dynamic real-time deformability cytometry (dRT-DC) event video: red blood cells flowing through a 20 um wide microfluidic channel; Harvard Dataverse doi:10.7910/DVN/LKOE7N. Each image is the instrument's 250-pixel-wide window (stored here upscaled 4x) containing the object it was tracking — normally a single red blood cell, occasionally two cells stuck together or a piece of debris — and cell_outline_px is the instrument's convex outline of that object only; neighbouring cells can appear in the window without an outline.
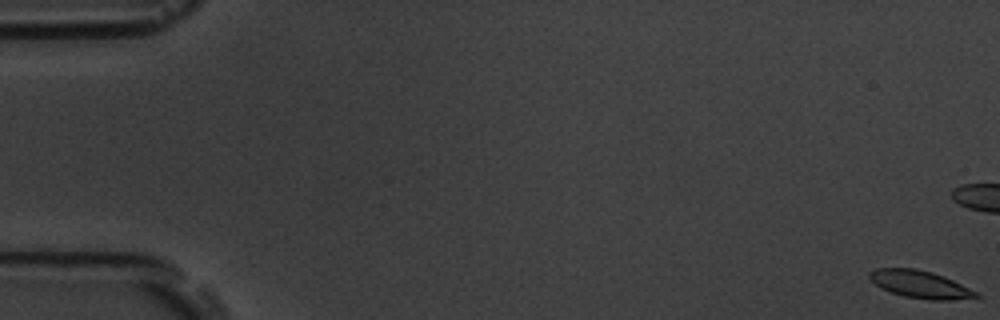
{"species": "common noctule bat (a hibernating species)", "species_latin": "Nyctalus noctula", "temperature_condition": "room temperature", "stored_images_in_passage": 57, "camera_frame_rate_fps": 3000, "um_per_image_px": 0.085, "animal": {"sex": "male", "body_mass_g": 19.5, "forearm_length_mm": 54.6}, "frame": {"image": 1, "passage_image": 1, "time_ms": 0.0, "image_size_px": [1000, 320], "cell_outline_px": [[980, 296], [952, 300], [928, 300], [904, 296], [880, 288], [868, 276], [868, 272], [876, 268], [916, 268], [932, 272], [944, 276], [976, 292]], "centroid_in_image_um": [78.17, 24.16], "position_along_channel_um": 6.8, "area_um2": 16.88}}
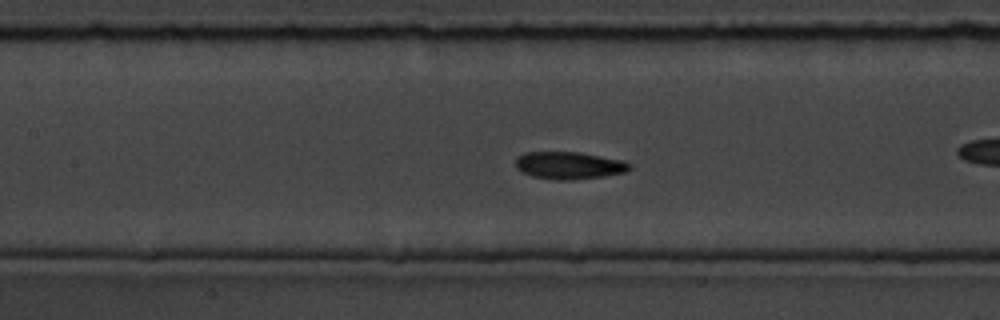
{"frame": {"image": 2, "passage_image": 26, "time_ms": 8.333, "image_size_px": [1000, 320], "cell_outline_px": [[632, 168], [624, 172], [604, 176], [572, 180], [552, 180], [532, 176], [520, 172], [516, 168], [516, 160], [520, 156], [528, 152], [580, 152], [624, 160], [632, 164]], "centroid_in_image_um": [48.4, 14.07], "position_along_channel_um": 159.0, "area_um2": 18.32}}
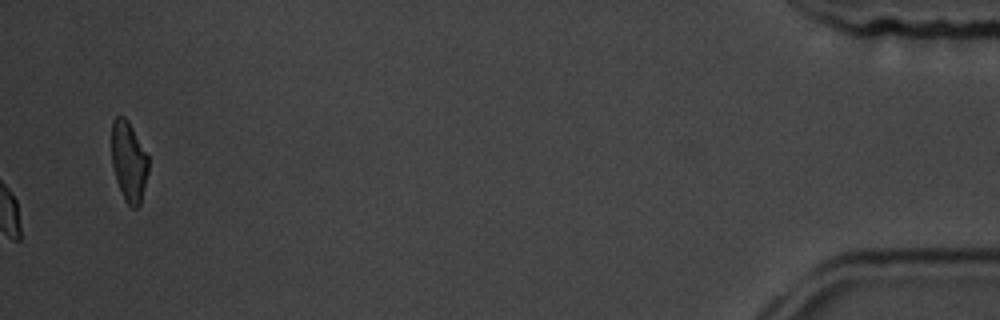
{"frame": {"image": 3, "passage_image": 57, "time_ms": 18.667, "image_size_px": [1000, 320], "cell_outline_px": [[148, 172], [140, 204], [136, 208], [132, 208], [124, 200], [116, 180], [112, 168], [112, 120], [116, 116], [124, 116], [128, 120], [148, 156]], "centroid_in_image_um": [10.94, 13.73], "position_along_channel_um": 424.3, "area_um2": 17.17}, "authors_computed_cell_mechanics": {"area_um2": 17.34, "velocity_mm_per_s": 3.7195, "shape_relaxation_time_tau1_ms": 2.485, "shape_relaxation_time_tau2_ms": 2.6821, "deformation_change_tau1": 0.1178, "deformation_change_tau2": 0.0529}}